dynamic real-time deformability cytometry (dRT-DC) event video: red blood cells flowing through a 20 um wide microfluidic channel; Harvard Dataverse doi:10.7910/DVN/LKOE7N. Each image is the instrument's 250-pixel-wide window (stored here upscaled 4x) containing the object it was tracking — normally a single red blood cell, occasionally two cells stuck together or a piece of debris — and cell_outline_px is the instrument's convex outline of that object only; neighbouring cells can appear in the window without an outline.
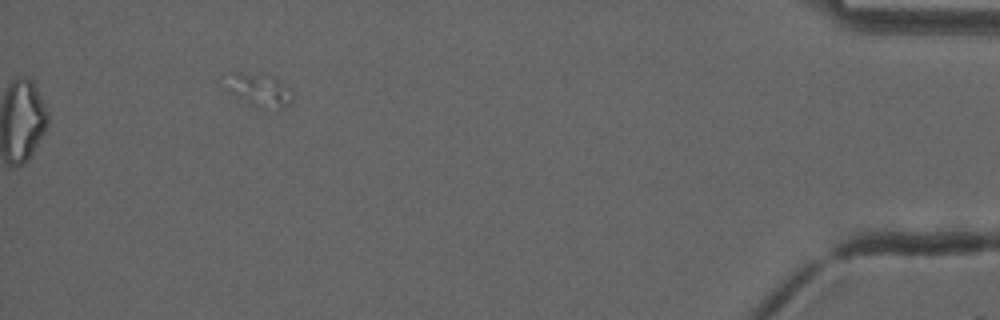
{"species": "common noctule bat (a hibernating species)", "species_latin": "Nyctalus noctula", "temperature_condition": "cold", "stored_images_in_passage": 33, "camera_frame_rate_fps": 3000, "um_per_image_px": 0.085, "animal": {"sex": "male", "forearm_length_mm": 52.5}, "frame": {"image": 1, "passage_image": 33, "time_ms": 10.667, "image_size_px": [1000, 320], "cell_outline_px": [[292, 100], [288, 104], [264, 108], [256, 108], [232, 92], [232, 72], [236, 72], [272, 76], [280, 80], [292, 92]], "centroid_in_image_um": [22.16, 7.66], "position_along_channel_um": 413.0, "area_um2": 11.62}}